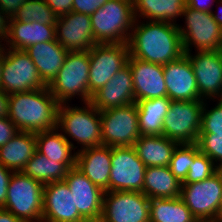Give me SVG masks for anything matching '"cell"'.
I'll return each mask as SVG.
<instances>
[{"label":"cell","mask_w":222,"mask_h":222,"mask_svg":"<svg viewBox=\"0 0 222 222\" xmlns=\"http://www.w3.org/2000/svg\"><path fill=\"white\" fill-rule=\"evenodd\" d=\"M144 21V22H143ZM136 19L128 40L130 56L145 62L165 65L185 52L177 24Z\"/></svg>","instance_id":"cell-1"},{"label":"cell","mask_w":222,"mask_h":222,"mask_svg":"<svg viewBox=\"0 0 222 222\" xmlns=\"http://www.w3.org/2000/svg\"><path fill=\"white\" fill-rule=\"evenodd\" d=\"M59 103L48 87L9 95L8 118L20 131L40 133L57 128Z\"/></svg>","instance_id":"cell-2"},{"label":"cell","mask_w":222,"mask_h":222,"mask_svg":"<svg viewBox=\"0 0 222 222\" xmlns=\"http://www.w3.org/2000/svg\"><path fill=\"white\" fill-rule=\"evenodd\" d=\"M70 105L72 104L64 103L58 108L57 128L63 136L74 149H77L76 152L101 146L100 111L90 102L82 103L81 107ZM70 139L76 141L77 146Z\"/></svg>","instance_id":"cell-3"},{"label":"cell","mask_w":222,"mask_h":222,"mask_svg":"<svg viewBox=\"0 0 222 222\" xmlns=\"http://www.w3.org/2000/svg\"><path fill=\"white\" fill-rule=\"evenodd\" d=\"M90 20L96 44H127L136 20L132 0H108Z\"/></svg>","instance_id":"cell-4"},{"label":"cell","mask_w":222,"mask_h":222,"mask_svg":"<svg viewBox=\"0 0 222 222\" xmlns=\"http://www.w3.org/2000/svg\"><path fill=\"white\" fill-rule=\"evenodd\" d=\"M89 51L69 52L56 77L47 86L59 104L72 103L73 98L80 103L90 102L88 89Z\"/></svg>","instance_id":"cell-5"},{"label":"cell","mask_w":222,"mask_h":222,"mask_svg":"<svg viewBox=\"0 0 222 222\" xmlns=\"http://www.w3.org/2000/svg\"><path fill=\"white\" fill-rule=\"evenodd\" d=\"M44 185L25 175L13 172L2 208L13 213L22 222H42Z\"/></svg>","instance_id":"cell-6"},{"label":"cell","mask_w":222,"mask_h":222,"mask_svg":"<svg viewBox=\"0 0 222 222\" xmlns=\"http://www.w3.org/2000/svg\"><path fill=\"white\" fill-rule=\"evenodd\" d=\"M185 24L177 23L185 53L222 50V28L212 13L185 7L182 14Z\"/></svg>","instance_id":"cell-7"},{"label":"cell","mask_w":222,"mask_h":222,"mask_svg":"<svg viewBox=\"0 0 222 222\" xmlns=\"http://www.w3.org/2000/svg\"><path fill=\"white\" fill-rule=\"evenodd\" d=\"M204 100L173 101L163 119V135L179 144L197 143Z\"/></svg>","instance_id":"cell-8"},{"label":"cell","mask_w":222,"mask_h":222,"mask_svg":"<svg viewBox=\"0 0 222 222\" xmlns=\"http://www.w3.org/2000/svg\"><path fill=\"white\" fill-rule=\"evenodd\" d=\"M47 86L25 50L5 48L4 65L1 73V88L8 95L40 90Z\"/></svg>","instance_id":"cell-9"},{"label":"cell","mask_w":222,"mask_h":222,"mask_svg":"<svg viewBox=\"0 0 222 222\" xmlns=\"http://www.w3.org/2000/svg\"><path fill=\"white\" fill-rule=\"evenodd\" d=\"M102 145L133 146L139 139V120L136 102L123 107L100 111Z\"/></svg>","instance_id":"cell-10"},{"label":"cell","mask_w":222,"mask_h":222,"mask_svg":"<svg viewBox=\"0 0 222 222\" xmlns=\"http://www.w3.org/2000/svg\"><path fill=\"white\" fill-rule=\"evenodd\" d=\"M180 197L197 220L216 221L222 202V169L203 181L182 184Z\"/></svg>","instance_id":"cell-11"},{"label":"cell","mask_w":222,"mask_h":222,"mask_svg":"<svg viewBox=\"0 0 222 222\" xmlns=\"http://www.w3.org/2000/svg\"><path fill=\"white\" fill-rule=\"evenodd\" d=\"M129 47L125 43L95 44L89 51V95L101 89L113 76L127 65Z\"/></svg>","instance_id":"cell-12"},{"label":"cell","mask_w":222,"mask_h":222,"mask_svg":"<svg viewBox=\"0 0 222 222\" xmlns=\"http://www.w3.org/2000/svg\"><path fill=\"white\" fill-rule=\"evenodd\" d=\"M145 164L133 146L111 147L109 191H136L143 193Z\"/></svg>","instance_id":"cell-13"},{"label":"cell","mask_w":222,"mask_h":222,"mask_svg":"<svg viewBox=\"0 0 222 222\" xmlns=\"http://www.w3.org/2000/svg\"><path fill=\"white\" fill-rule=\"evenodd\" d=\"M149 202L142 192H104L102 217L105 222H150Z\"/></svg>","instance_id":"cell-14"},{"label":"cell","mask_w":222,"mask_h":222,"mask_svg":"<svg viewBox=\"0 0 222 222\" xmlns=\"http://www.w3.org/2000/svg\"><path fill=\"white\" fill-rule=\"evenodd\" d=\"M189 58L202 100L222 99V50L185 53Z\"/></svg>","instance_id":"cell-15"},{"label":"cell","mask_w":222,"mask_h":222,"mask_svg":"<svg viewBox=\"0 0 222 222\" xmlns=\"http://www.w3.org/2000/svg\"><path fill=\"white\" fill-rule=\"evenodd\" d=\"M56 41L69 52L90 51L96 44L90 15L70 12L57 18Z\"/></svg>","instance_id":"cell-16"},{"label":"cell","mask_w":222,"mask_h":222,"mask_svg":"<svg viewBox=\"0 0 222 222\" xmlns=\"http://www.w3.org/2000/svg\"><path fill=\"white\" fill-rule=\"evenodd\" d=\"M81 218L64 180L44 185L42 222H77Z\"/></svg>","instance_id":"cell-17"},{"label":"cell","mask_w":222,"mask_h":222,"mask_svg":"<svg viewBox=\"0 0 222 222\" xmlns=\"http://www.w3.org/2000/svg\"><path fill=\"white\" fill-rule=\"evenodd\" d=\"M167 97L173 101L202 100L189 58L184 54L178 60L163 65Z\"/></svg>","instance_id":"cell-18"},{"label":"cell","mask_w":222,"mask_h":222,"mask_svg":"<svg viewBox=\"0 0 222 222\" xmlns=\"http://www.w3.org/2000/svg\"><path fill=\"white\" fill-rule=\"evenodd\" d=\"M135 102L167 96L163 65L145 62L129 56Z\"/></svg>","instance_id":"cell-19"},{"label":"cell","mask_w":222,"mask_h":222,"mask_svg":"<svg viewBox=\"0 0 222 222\" xmlns=\"http://www.w3.org/2000/svg\"><path fill=\"white\" fill-rule=\"evenodd\" d=\"M90 103L99 111L123 107L135 103L132 72L127 64L97 92Z\"/></svg>","instance_id":"cell-20"},{"label":"cell","mask_w":222,"mask_h":222,"mask_svg":"<svg viewBox=\"0 0 222 222\" xmlns=\"http://www.w3.org/2000/svg\"><path fill=\"white\" fill-rule=\"evenodd\" d=\"M64 181L70 188L79 214L83 217L102 215L103 191L76 167L68 170Z\"/></svg>","instance_id":"cell-21"},{"label":"cell","mask_w":222,"mask_h":222,"mask_svg":"<svg viewBox=\"0 0 222 222\" xmlns=\"http://www.w3.org/2000/svg\"><path fill=\"white\" fill-rule=\"evenodd\" d=\"M76 168L103 191H109L111 147L101 145L78 151Z\"/></svg>","instance_id":"cell-22"},{"label":"cell","mask_w":222,"mask_h":222,"mask_svg":"<svg viewBox=\"0 0 222 222\" xmlns=\"http://www.w3.org/2000/svg\"><path fill=\"white\" fill-rule=\"evenodd\" d=\"M25 51L34 62L39 77L46 86L56 77L69 53L56 40L34 44Z\"/></svg>","instance_id":"cell-23"},{"label":"cell","mask_w":222,"mask_h":222,"mask_svg":"<svg viewBox=\"0 0 222 222\" xmlns=\"http://www.w3.org/2000/svg\"><path fill=\"white\" fill-rule=\"evenodd\" d=\"M51 40H56L55 25L42 24L36 21L9 20V33L3 47L25 50L34 44Z\"/></svg>","instance_id":"cell-24"},{"label":"cell","mask_w":222,"mask_h":222,"mask_svg":"<svg viewBox=\"0 0 222 222\" xmlns=\"http://www.w3.org/2000/svg\"><path fill=\"white\" fill-rule=\"evenodd\" d=\"M179 143L164 135H140L133 147L146 167L169 166Z\"/></svg>","instance_id":"cell-25"},{"label":"cell","mask_w":222,"mask_h":222,"mask_svg":"<svg viewBox=\"0 0 222 222\" xmlns=\"http://www.w3.org/2000/svg\"><path fill=\"white\" fill-rule=\"evenodd\" d=\"M35 137L38 153L63 163L68 169L76 167L77 152L58 128L42 131L35 134Z\"/></svg>","instance_id":"cell-26"},{"label":"cell","mask_w":222,"mask_h":222,"mask_svg":"<svg viewBox=\"0 0 222 222\" xmlns=\"http://www.w3.org/2000/svg\"><path fill=\"white\" fill-rule=\"evenodd\" d=\"M35 151V134L20 131L8 143L0 147V163L13 172H20Z\"/></svg>","instance_id":"cell-27"},{"label":"cell","mask_w":222,"mask_h":222,"mask_svg":"<svg viewBox=\"0 0 222 222\" xmlns=\"http://www.w3.org/2000/svg\"><path fill=\"white\" fill-rule=\"evenodd\" d=\"M182 183L171 173L169 166L146 167L143 194L149 199L177 198Z\"/></svg>","instance_id":"cell-28"},{"label":"cell","mask_w":222,"mask_h":222,"mask_svg":"<svg viewBox=\"0 0 222 222\" xmlns=\"http://www.w3.org/2000/svg\"><path fill=\"white\" fill-rule=\"evenodd\" d=\"M135 19L177 24L187 0H132ZM147 18V19H146ZM177 18V19H176Z\"/></svg>","instance_id":"cell-29"},{"label":"cell","mask_w":222,"mask_h":222,"mask_svg":"<svg viewBox=\"0 0 222 222\" xmlns=\"http://www.w3.org/2000/svg\"><path fill=\"white\" fill-rule=\"evenodd\" d=\"M170 102L167 96L136 102L140 135H163V119Z\"/></svg>","instance_id":"cell-30"},{"label":"cell","mask_w":222,"mask_h":222,"mask_svg":"<svg viewBox=\"0 0 222 222\" xmlns=\"http://www.w3.org/2000/svg\"><path fill=\"white\" fill-rule=\"evenodd\" d=\"M150 222H196L181 197L154 198L149 202Z\"/></svg>","instance_id":"cell-31"},{"label":"cell","mask_w":222,"mask_h":222,"mask_svg":"<svg viewBox=\"0 0 222 222\" xmlns=\"http://www.w3.org/2000/svg\"><path fill=\"white\" fill-rule=\"evenodd\" d=\"M68 170L63 163L57 162V160H50L35 151L22 172L45 185L63 181Z\"/></svg>","instance_id":"cell-32"},{"label":"cell","mask_w":222,"mask_h":222,"mask_svg":"<svg viewBox=\"0 0 222 222\" xmlns=\"http://www.w3.org/2000/svg\"><path fill=\"white\" fill-rule=\"evenodd\" d=\"M57 18L45 0H26L10 20L55 25Z\"/></svg>","instance_id":"cell-33"},{"label":"cell","mask_w":222,"mask_h":222,"mask_svg":"<svg viewBox=\"0 0 222 222\" xmlns=\"http://www.w3.org/2000/svg\"><path fill=\"white\" fill-rule=\"evenodd\" d=\"M199 148L194 144H179L171 158L169 168L171 173L182 183L189 171L194 157L199 153Z\"/></svg>","instance_id":"cell-34"},{"label":"cell","mask_w":222,"mask_h":222,"mask_svg":"<svg viewBox=\"0 0 222 222\" xmlns=\"http://www.w3.org/2000/svg\"><path fill=\"white\" fill-rule=\"evenodd\" d=\"M211 101L215 106H209ZM199 134H222V99L204 101Z\"/></svg>","instance_id":"cell-35"},{"label":"cell","mask_w":222,"mask_h":222,"mask_svg":"<svg viewBox=\"0 0 222 222\" xmlns=\"http://www.w3.org/2000/svg\"><path fill=\"white\" fill-rule=\"evenodd\" d=\"M218 170L219 168L206 154L199 152L194 157V161L191 163L188 174L182 184H191L203 181L212 176Z\"/></svg>","instance_id":"cell-36"},{"label":"cell","mask_w":222,"mask_h":222,"mask_svg":"<svg viewBox=\"0 0 222 222\" xmlns=\"http://www.w3.org/2000/svg\"><path fill=\"white\" fill-rule=\"evenodd\" d=\"M196 144L201 153L206 154L222 169V134H199Z\"/></svg>","instance_id":"cell-37"},{"label":"cell","mask_w":222,"mask_h":222,"mask_svg":"<svg viewBox=\"0 0 222 222\" xmlns=\"http://www.w3.org/2000/svg\"><path fill=\"white\" fill-rule=\"evenodd\" d=\"M108 0H74L73 12L92 15L101 8Z\"/></svg>","instance_id":"cell-38"},{"label":"cell","mask_w":222,"mask_h":222,"mask_svg":"<svg viewBox=\"0 0 222 222\" xmlns=\"http://www.w3.org/2000/svg\"><path fill=\"white\" fill-rule=\"evenodd\" d=\"M20 130L8 118L0 117V147L8 143Z\"/></svg>","instance_id":"cell-39"},{"label":"cell","mask_w":222,"mask_h":222,"mask_svg":"<svg viewBox=\"0 0 222 222\" xmlns=\"http://www.w3.org/2000/svg\"><path fill=\"white\" fill-rule=\"evenodd\" d=\"M73 1L74 0H45L57 17L72 12Z\"/></svg>","instance_id":"cell-40"},{"label":"cell","mask_w":222,"mask_h":222,"mask_svg":"<svg viewBox=\"0 0 222 222\" xmlns=\"http://www.w3.org/2000/svg\"><path fill=\"white\" fill-rule=\"evenodd\" d=\"M12 174V170L4 167L0 163V208H2L6 202L8 185Z\"/></svg>","instance_id":"cell-41"},{"label":"cell","mask_w":222,"mask_h":222,"mask_svg":"<svg viewBox=\"0 0 222 222\" xmlns=\"http://www.w3.org/2000/svg\"><path fill=\"white\" fill-rule=\"evenodd\" d=\"M26 0H0V9L11 19Z\"/></svg>","instance_id":"cell-42"},{"label":"cell","mask_w":222,"mask_h":222,"mask_svg":"<svg viewBox=\"0 0 222 222\" xmlns=\"http://www.w3.org/2000/svg\"><path fill=\"white\" fill-rule=\"evenodd\" d=\"M217 1L218 0H187L186 6L191 9L212 13L213 4Z\"/></svg>","instance_id":"cell-43"},{"label":"cell","mask_w":222,"mask_h":222,"mask_svg":"<svg viewBox=\"0 0 222 222\" xmlns=\"http://www.w3.org/2000/svg\"><path fill=\"white\" fill-rule=\"evenodd\" d=\"M10 18L0 9V43H5L9 33Z\"/></svg>","instance_id":"cell-44"},{"label":"cell","mask_w":222,"mask_h":222,"mask_svg":"<svg viewBox=\"0 0 222 222\" xmlns=\"http://www.w3.org/2000/svg\"><path fill=\"white\" fill-rule=\"evenodd\" d=\"M9 109V95L0 91V117H7Z\"/></svg>","instance_id":"cell-45"},{"label":"cell","mask_w":222,"mask_h":222,"mask_svg":"<svg viewBox=\"0 0 222 222\" xmlns=\"http://www.w3.org/2000/svg\"><path fill=\"white\" fill-rule=\"evenodd\" d=\"M0 222H22L10 211L0 208Z\"/></svg>","instance_id":"cell-46"},{"label":"cell","mask_w":222,"mask_h":222,"mask_svg":"<svg viewBox=\"0 0 222 222\" xmlns=\"http://www.w3.org/2000/svg\"><path fill=\"white\" fill-rule=\"evenodd\" d=\"M216 3H218V7L222 8V0H218ZM214 12H216V11L212 12L213 18L220 25V27L222 28V9H220L217 14L214 13Z\"/></svg>","instance_id":"cell-47"},{"label":"cell","mask_w":222,"mask_h":222,"mask_svg":"<svg viewBox=\"0 0 222 222\" xmlns=\"http://www.w3.org/2000/svg\"><path fill=\"white\" fill-rule=\"evenodd\" d=\"M77 222H105L102 215L96 216V217H86V218H81Z\"/></svg>","instance_id":"cell-48"},{"label":"cell","mask_w":222,"mask_h":222,"mask_svg":"<svg viewBox=\"0 0 222 222\" xmlns=\"http://www.w3.org/2000/svg\"><path fill=\"white\" fill-rule=\"evenodd\" d=\"M4 57H5V47L0 48V91H2L1 88V73L4 65Z\"/></svg>","instance_id":"cell-49"},{"label":"cell","mask_w":222,"mask_h":222,"mask_svg":"<svg viewBox=\"0 0 222 222\" xmlns=\"http://www.w3.org/2000/svg\"><path fill=\"white\" fill-rule=\"evenodd\" d=\"M216 222H222V202H221L220 209H219V211H218V215H217V218H216Z\"/></svg>","instance_id":"cell-50"},{"label":"cell","mask_w":222,"mask_h":222,"mask_svg":"<svg viewBox=\"0 0 222 222\" xmlns=\"http://www.w3.org/2000/svg\"><path fill=\"white\" fill-rule=\"evenodd\" d=\"M196 222H216V221H211V220H197Z\"/></svg>","instance_id":"cell-51"}]
</instances>
